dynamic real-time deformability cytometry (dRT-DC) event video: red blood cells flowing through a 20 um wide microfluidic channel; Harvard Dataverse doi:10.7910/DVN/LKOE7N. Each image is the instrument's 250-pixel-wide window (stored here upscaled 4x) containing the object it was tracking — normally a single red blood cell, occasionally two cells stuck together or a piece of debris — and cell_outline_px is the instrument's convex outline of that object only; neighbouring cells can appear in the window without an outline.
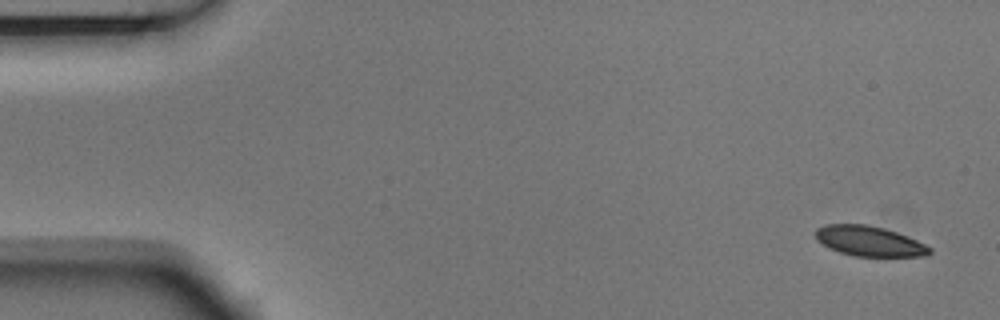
{"species": "Egyptian fruit bat (a non-hibernating species)", "species_latin": "Rousettus aegyptiacus", "temperature_condition": "room temperature", "stored_images_in_passage": 3, "camera_frame_rate_fps": 3000, "um_per_image_px": 0.085, "animal": {"sex": "male"}, "frame": {"image": 1, "passage_image": 1, "time_ms": 0.0, "image_size_px": [1000, 320], "cell_outline_px": [[932, 252], [928, 256], [852, 256], [828, 248], [816, 240], [816, 228], [824, 224], [868, 224], [884, 228], [896, 232], [916, 240], [932, 248]], "centroid_in_image_um": [73.87, 20.49], "position_along_channel_um": 11.1, "area_um2": 20.11}}